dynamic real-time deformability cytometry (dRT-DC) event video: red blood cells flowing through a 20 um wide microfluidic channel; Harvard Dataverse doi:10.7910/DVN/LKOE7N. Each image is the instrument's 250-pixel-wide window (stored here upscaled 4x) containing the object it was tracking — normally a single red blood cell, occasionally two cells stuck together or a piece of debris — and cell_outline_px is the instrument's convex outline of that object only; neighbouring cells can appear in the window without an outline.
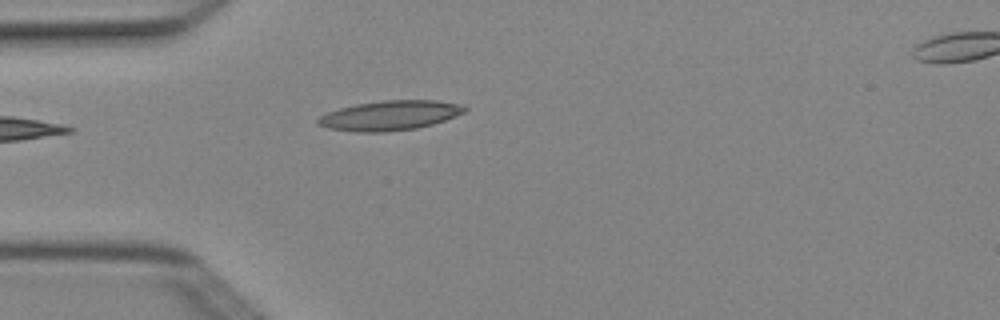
{"species": "Egyptian fruit bat (a non-hibernating species)", "species_latin": "Rousettus aegyptiacus", "temperature_condition": "cold", "stored_images_in_passage": 4, "camera_frame_rate_fps": 3000, "um_per_image_px": 0.085, "animal": {"sex": "female"}, "frame": {"image": 1, "passage_image": 3, "time_ms": 0.667, "image_size_px": [1000, 320], "cell_outline_px": [[468, 108], [464, 112], [444, 120], [432, 124], [416, 128], [384, 132], [356, 132], [328, 128], [316, 124], [316, 120], [320, 116], [328, 112], [340, 108], [356, 104], [384, 100], [436, 100], [464, 104]], "centroid_in_image_um": [33.14, 9.81], "position_along_channel_um": 51.9, "area_um2": 25.37}}